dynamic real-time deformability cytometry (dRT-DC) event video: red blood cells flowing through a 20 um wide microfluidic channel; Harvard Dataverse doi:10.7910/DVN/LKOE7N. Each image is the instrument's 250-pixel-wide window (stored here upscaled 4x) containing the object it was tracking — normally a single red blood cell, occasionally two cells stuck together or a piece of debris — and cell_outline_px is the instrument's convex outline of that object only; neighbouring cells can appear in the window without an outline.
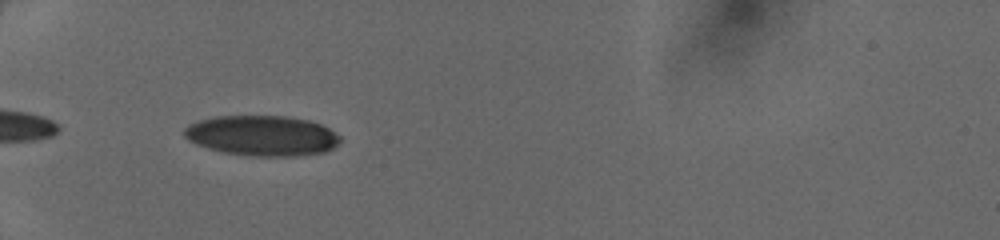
{"species": "human", "species_latin": "Homo sapiens", "temperature_condition": "cold", "stored_images_in_passage": 23, "camera_frame_rate_fps": 3000, "um_per_image_px": 0.085, "donor": {"sex": "female"}, "frame": {"image": 1, "passage_image": 2, "time_ms": 0.333, "image_size_px": [1000, 240], "cell_outline_px": [[340, 144], [324, 152], [296, 156], [252, 156], [224, 152], [208, 148], [196, 144], [188, 140], [184, 136], [184, 128], [188, 124], [200, 120], [216, 116], [288, 116], [308, 120], [320, 124], [328, 128], [340, 136]], "centroid_in_image_um": [22.27, 11.53], "position_along_channel_um": 62.7, "area_um2": 36.65}}
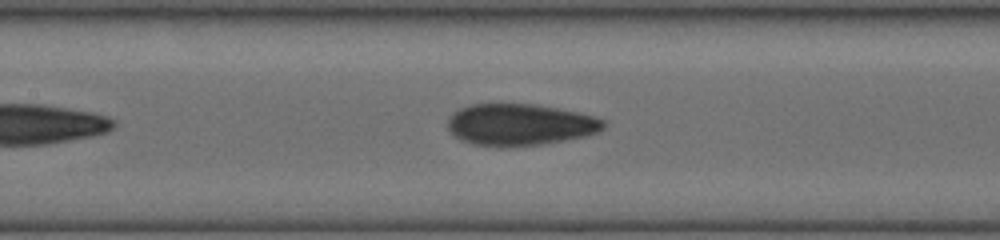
{"frame": {"image": 2, "passage_image": 10, "time_ms": 3.0, "image_size_px": [1000, 240], "cell_outline_px": [[608, 124], [600, 132], [584, 136], [544, 144], [508, 148], [500, 148], [472, 144], [460, 140], [448, 128], [448, 120], [452, 112], [460, 108], [472, 104], [536, 104], [576, 112], [608, 120]], "centroid_in_image_um": [44.21, 10.61], "position_along_channel_um": 163.2, "area_um2": 38.32}}
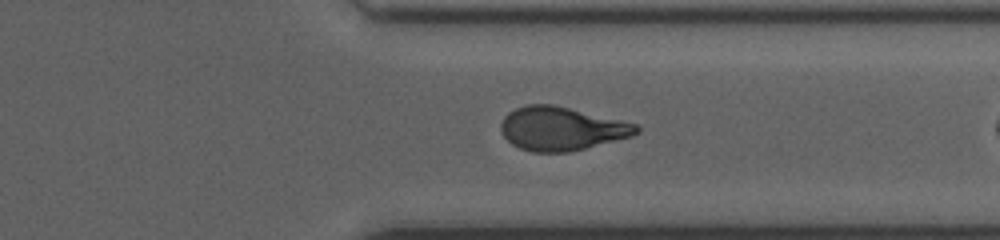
{"frame": {"image": 3, "passage_image": 21, "time_ms": 6.667, "image_size_px": [1000, 240], "cell_outline_px": [[640, 132], [632, 136], [568, 152], [532, 152], [520, 148], [512, 144], [500, 132], [500, 124], [504, 116], [508, 112], [516, 108], [528, 104], [552, 104], [620, 120], [636, 124], [640, 128]], "centroid_in_image_um": [47.69, 10.93], "position_along_channel_um": 363.7, "area_um2": 34.16}}